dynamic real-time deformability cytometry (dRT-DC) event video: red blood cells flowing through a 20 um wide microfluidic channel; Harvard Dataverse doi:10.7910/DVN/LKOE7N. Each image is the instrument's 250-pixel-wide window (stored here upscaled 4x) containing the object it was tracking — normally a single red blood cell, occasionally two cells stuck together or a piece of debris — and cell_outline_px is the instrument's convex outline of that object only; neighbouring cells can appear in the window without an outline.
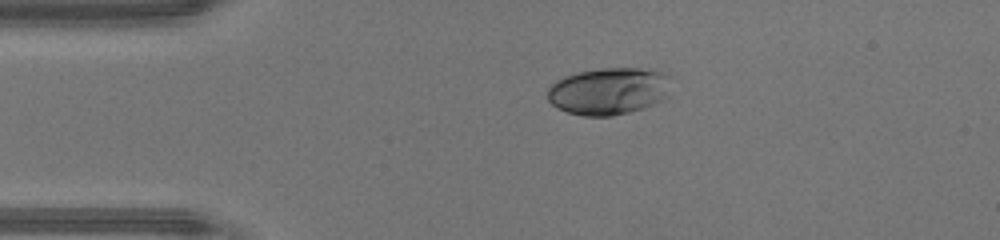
{"species": "human", "species_latin": "Homo sapiens", "temperature_condition": "warm", "stored_images_in_passage": 38, "camera_frame_rate_fps": 3000, "um_per_image_px": 0.085, "donor": {"sex": "male"}, "frame": {"image": 1, "passage_image": 1, "time_ms": 0.0, "image_size_px": [1000, 240], "cell_outline_px": [[672, 76], [668, 96], [664, 100], [656, 104], [644, 108], [612, 116], [584, 116], [568, 112], [556, 108], [548, 100], [548, 88], [556, 80], [564, 76], [580, 72], [600, 68], [640, 68], [668, 72]], "centroid_in_image_um": [51.81, 7.74], "position_along_channel_um": 33.2, "area_um2": 34.51}}
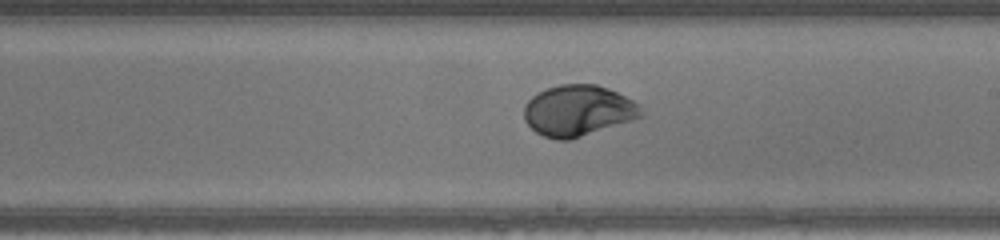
{"frame": {"image": 2, "passage_image": 18, "time_ms": 5.667, "image_size_px": [1000, 240], "cell_outline_px": [[644, 116], [572, 140], [556, 140], [544, 136], [536, 132], [524, 120], [524, 104], [532, 96], [548, 88], [560, 84], [596, 84], [608, 88], [640, 104]], "centroid_in_image_um": [49.14, 9.41], "position_along_channel_um": 239.9, "area_um2": 34.85}}
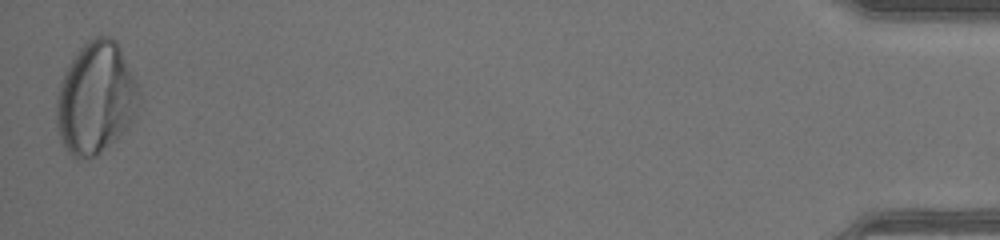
{"frame": {"image": 3, "passage_image": 38, "time_ms": 12.333, "image_size_px": [1000, 240], "cell_outline_px": [[140, 96], [132, 120], [128, 128], [96, 156], [84, 160], [80, 160], [72, 156], [68, 152], [60, 140], [56, 124], [56, 96], [60, 84], [76, 52], [88, 40], [96, 36], [112, 36], [116, 40], [136, 80]], "centroid_in_image_um": [8.13, 8.36], "position_along_channel_um": 427.1, "area_um2": 53.7}, "authors_computed_cell_mechanics": {"area_um2": 34.0442, "velocity_mm_per_s": 4.3512, "shape_relaxation_time_tau1_ms": 2.9123, "shape_relaxation_time_tau2_ms": null, "deformation_change_tau1": 0.1743, "deformation_change_tau2": null}}